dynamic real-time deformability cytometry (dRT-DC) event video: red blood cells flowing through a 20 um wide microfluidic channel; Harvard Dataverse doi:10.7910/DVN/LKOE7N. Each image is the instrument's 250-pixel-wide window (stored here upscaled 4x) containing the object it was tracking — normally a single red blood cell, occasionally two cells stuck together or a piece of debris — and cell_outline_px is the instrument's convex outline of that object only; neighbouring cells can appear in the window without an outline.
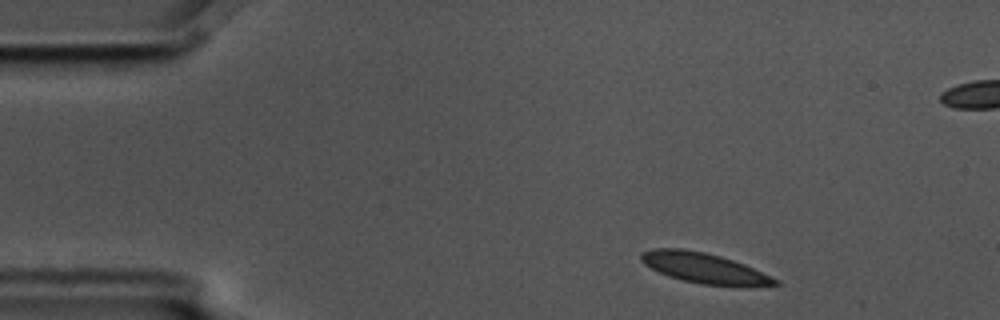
{"species": "common noctule bat (a hibernating species)", "species_latin": "Nyctalus noctula", "temperature_condition": "cold", "stored_images_in_passage": 4, "camera_frame_rate_fps": 3000, "um_per_image_px": 0.085, "animal": {"sex": "male", "body_mass_g": 17.5, "forearm_length_mm": 52.3}, "frame": {"image": 1, "passage_image": 1, "time_ms": 0.0, "image_size_px": [1000, 320], "cell_outline_px": [[780, 284], [744, 288], [740, 288], [700, 284], [668, 276], [644, 264], [640, 260], [640, 252], [652, 248], [680, 248], [704, 252], [720, 256], [744, 264], [780, 280]], "centroid_in_image_um": [59.9, 22.81], "position_along_channel_um": 25.1, "area_um2": 24.1}}